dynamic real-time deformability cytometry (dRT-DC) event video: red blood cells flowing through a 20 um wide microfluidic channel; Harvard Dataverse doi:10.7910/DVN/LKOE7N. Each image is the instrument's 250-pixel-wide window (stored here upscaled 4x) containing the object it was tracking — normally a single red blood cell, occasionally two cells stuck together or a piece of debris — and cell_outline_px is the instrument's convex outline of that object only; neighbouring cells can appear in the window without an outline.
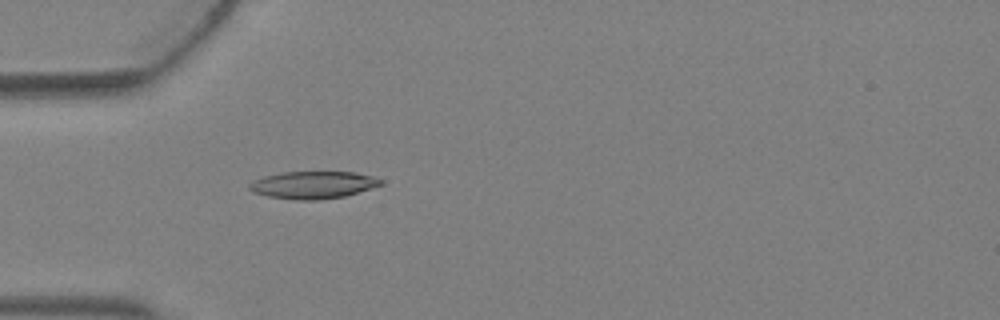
{"species": "Egyptian fruit bat (a non-hibernating species)", "species_latin": "Rousettus aegyptiacus", "temperature_condition": "warm", "stored_images_in_passage": 4, "camera_frame_rate_fps": 3000, "um_per_image_px": 0.085, "animal": {"sex": "female"}, "frame": {"image": 1, "passage_image": 4, "time_ms": 1.0, "image_size_px": [1000, 320], "cell_outline_px": [[384, 184], [344, 196], [320, 200], [296, 200], [268, 196], [252, 192], [248, 188], [248, 184], [252, 180], [264, 176], [284, 172], [356, 172], [372, 176], [384, 180]], "centroid_in_image_um": [26.6, 15.72], "position_along_channel_um": 58.4, "area_um2": 21.04}}